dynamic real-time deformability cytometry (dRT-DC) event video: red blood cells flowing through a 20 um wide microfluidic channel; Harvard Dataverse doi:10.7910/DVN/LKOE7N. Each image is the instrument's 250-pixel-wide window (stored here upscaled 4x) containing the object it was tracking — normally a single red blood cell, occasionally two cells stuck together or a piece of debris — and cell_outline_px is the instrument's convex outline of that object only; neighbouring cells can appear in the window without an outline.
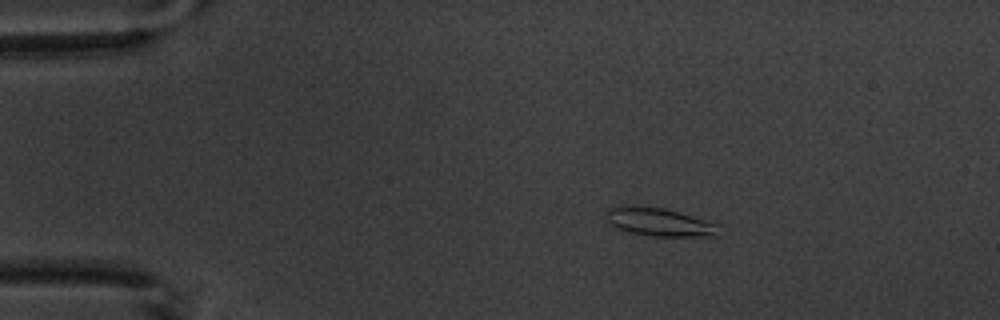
{"species": "common noctule bat (a hibernating species)", "species_latin": "Nyctalus noctula", "temperature_condition": "warm", "stored_images_in_passage": 8, "camera_frame_rate_fps": 3000, "um_per_image_px": 0.085, "animal": {"sex": "male", "body_mass_g": 20.1, "forearm_length_mm": 53.5}, "frame": {"image": 1, "passage_image": 3, "time_ms": 2.333, "image_size_px": [1000, 320], "cell_outline_px": [[720, 236], [652, 236], [628, 232], [612, 224], [608, 220], [608, 208], [624, 204], [664, 208], [680, 212], [720, 224]], "centroid_in_image_um": [56.12, 18.86], "position_along_channel_um": 28.9, "area_um2": 18.67}}
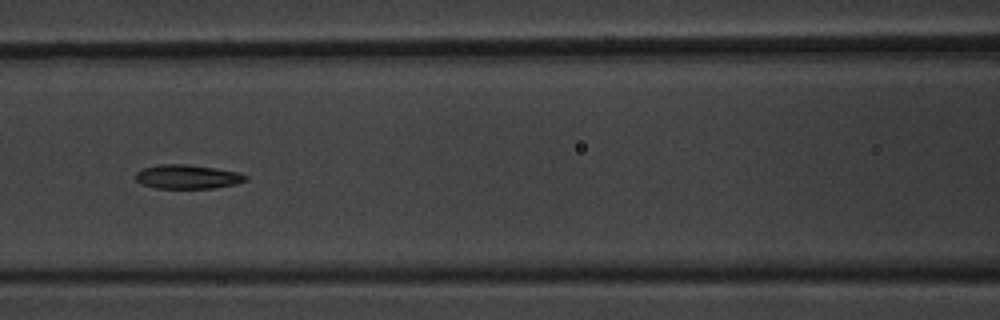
{"frame": {"image": 2, "passage_image": 6, "time_ms": 7.333, "image_size_px": [1000, 320], "cell_outline_px": [[248, 180], [236, 184], [212, 188], [156, 188], [140, 184], [136, 180], [136, 172], [144, 168], [160, 164], [188, 164], [216, 168], [236, 172], [248, 176]], "centroid_in_image_um": [15.93, 15.02], "position_along_channel_um": 150.7, "area_um2": 15.43}}
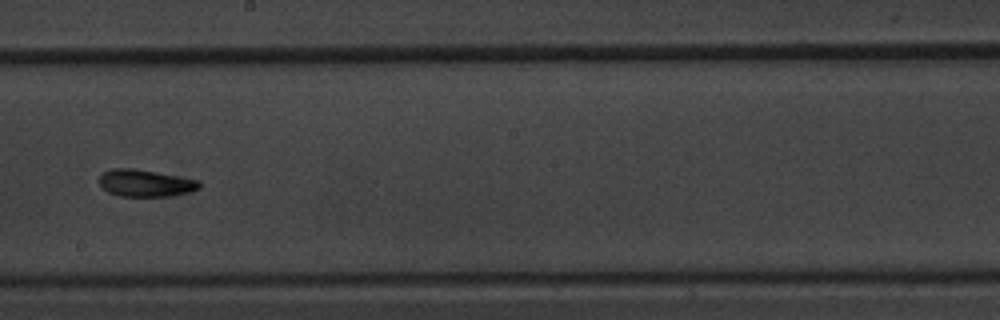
{"frame": {"image": 3, "passage_image": 8, "time_ms": 9.667, "image_size_px": [1000, 320], "cell_outline_px": [[200, 188], [192, 192], [168, 196], [120, 196], [108, 192], [100, 184], [100, 176], [104, 172], [112, 168], [132, 168], [200, 180]], "centroid_in_image_um": [12.39, 15.57], "position_along_channel_um": 235.8, "area_um2": 15.66}}